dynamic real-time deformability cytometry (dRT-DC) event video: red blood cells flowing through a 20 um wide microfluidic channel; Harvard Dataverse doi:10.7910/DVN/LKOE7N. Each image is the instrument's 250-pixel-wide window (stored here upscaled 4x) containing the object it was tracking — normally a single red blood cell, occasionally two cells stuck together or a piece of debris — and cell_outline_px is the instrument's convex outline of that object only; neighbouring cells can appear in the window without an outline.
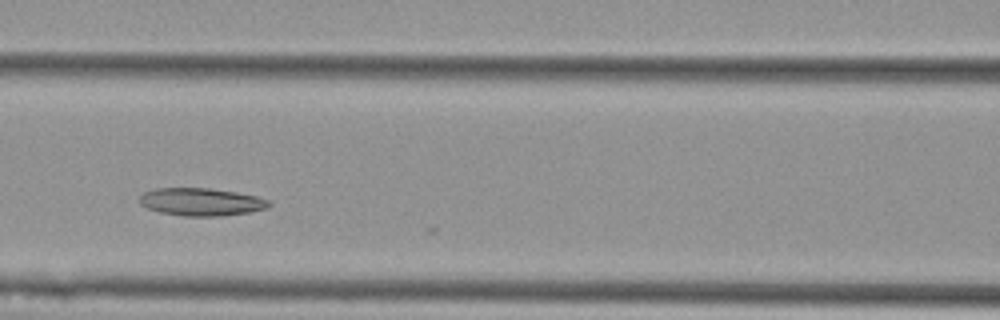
{"species": "Egyptian fruit bat (a non-hibernating species)", "species_latin": "Rousettus aegyptiacus", "temperature_condition": "cold", "stored_images_in_passage": 8, "camera_frame_rate_fps": 3000, "um_per_image_px": 0.085, "animal": {"sex": "female"}, "frame": {"image": 1, "passage_image": 4, "time_ms": 1.0, "image_size_px": [1000, 320], "cell_outline_px": [[272, 204], [268, 208], [248, 212], [220, 216], [184, 216], [160, 212], [148, 208], [140, 204], [140, 196], [144, 192], [156, 188], [208, 188], [236, 192], [256, 196], [268, 200]], "centroid_in_image_um": [17.11, 17.16], "position_along_channel_um": 149.5, "area_um2": 20.81}}
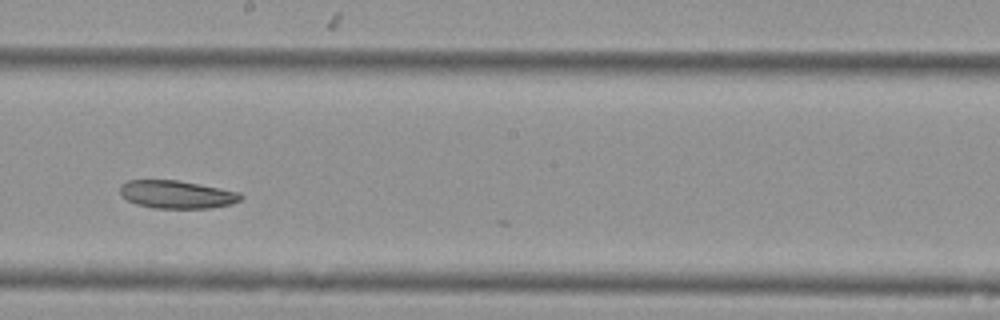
{"frame": {"image": 2, "passage_image": 6, "time_ms": 1.667, "image_size_px": [1000, 320], "cell_outline_px": [[244, 196], [240, 200], [232, 204], [208, 208], [152, 208], [136, 204], [128, 200], [120, 192], [120, 188], [128, 180], [176, 180], [220, 188], [240, 192]], "centroid_in_image_um": [15.06, 16.53], "position_along_channel_um": 233.1, "area_um2": 19.48}}
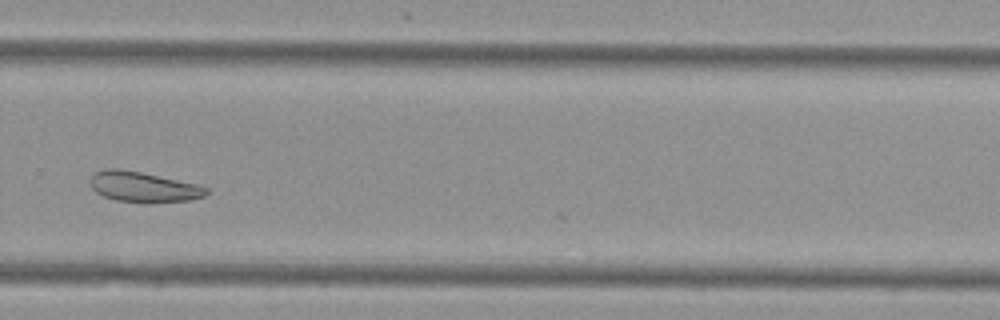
{"frame": {"image": 3, "passage_image": 8, "time_ms": 2.333, "image_size_px": [1000, 320], "cell_outline_px": [[208, 192], [204, 196], [192, 200], [152, 204], [144, 204], [116, 200], [104, 196], [96, 192], [92, 188], [92, 176], [96, 172], [108, 168], [116, 168], [140, 172], [196, 184], [208, 188]], "centroid_in_image_um": [12.22, 15.93], "position_along_channel_um": 317.6, "area_um2": 20.58}}